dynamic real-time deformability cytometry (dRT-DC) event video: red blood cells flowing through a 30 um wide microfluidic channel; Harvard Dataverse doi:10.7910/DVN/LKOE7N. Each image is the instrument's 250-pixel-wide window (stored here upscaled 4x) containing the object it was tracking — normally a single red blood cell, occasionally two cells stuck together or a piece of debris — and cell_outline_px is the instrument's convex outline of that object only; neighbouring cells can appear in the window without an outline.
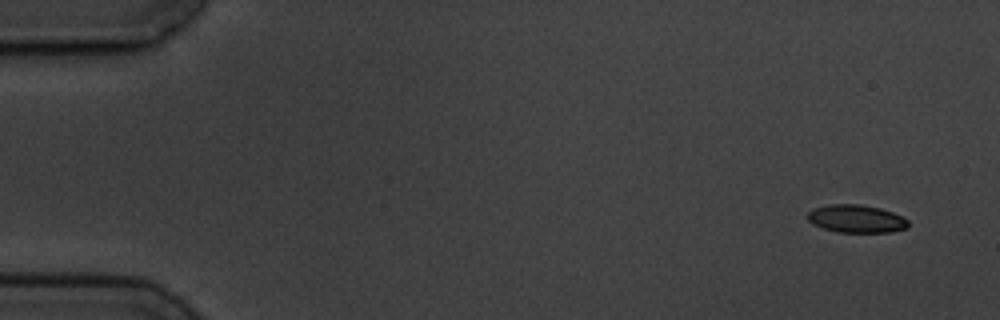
{"species": "common noctule bat (a hibernating species)", "species_latin": "Nyctalus noctula", "temperature_condition": "cold", "stored_images_in_passage": 6, "segment_of_instrument_passage": [1, 2], "camera_frame_rate_fps": 3000, "um_per_image_px": 0.085, "animal": {"sex": "male", "body_mass_g": 19.5, "forearm_length_mm": 54.6}, "frame": {"image": 1, "passage_image": 1, "time_ms": 0.0, "image_size_px": [1000, 320], "cell_outline_px": [[908, 228], [892, 232], [836, 232], [812, 224], [808, 220], [808, 212], [812, 208], [832, 204], [860, 204], [880, 208], [892, 212], [908, 220]], "centroid_in_image_um": [72.78, 18.59], "position_along_channel_um": 12.2, "area_um2": 16.36}}
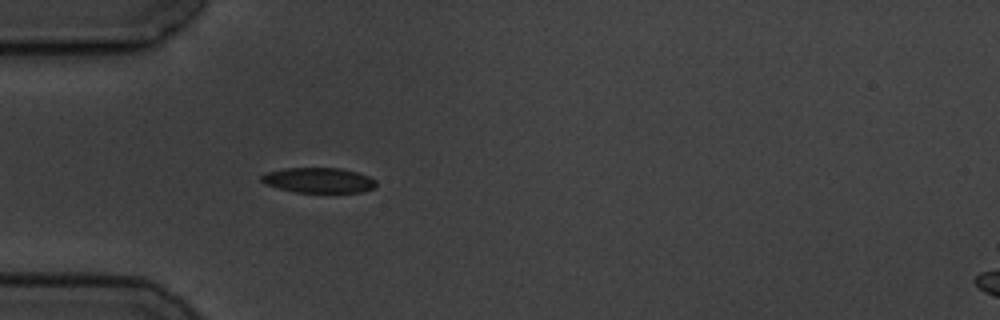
{"frame": {"image": 2, "passage_image": 5, "time_ms": 4.667, "image_size_px": [1000, 320], "cell_outline_px": [[376, 188], [364, 192], [296, 192], [264, 184], [260, 180], [260, 176], [268, 172], [284, 168], [340, 168], [356, 172], [368, 176], [376, 180]], "centroid_in_image_um": [27.1, 15.32], "position_along_channel_um": 57.9, "area_um2": 16.82}}